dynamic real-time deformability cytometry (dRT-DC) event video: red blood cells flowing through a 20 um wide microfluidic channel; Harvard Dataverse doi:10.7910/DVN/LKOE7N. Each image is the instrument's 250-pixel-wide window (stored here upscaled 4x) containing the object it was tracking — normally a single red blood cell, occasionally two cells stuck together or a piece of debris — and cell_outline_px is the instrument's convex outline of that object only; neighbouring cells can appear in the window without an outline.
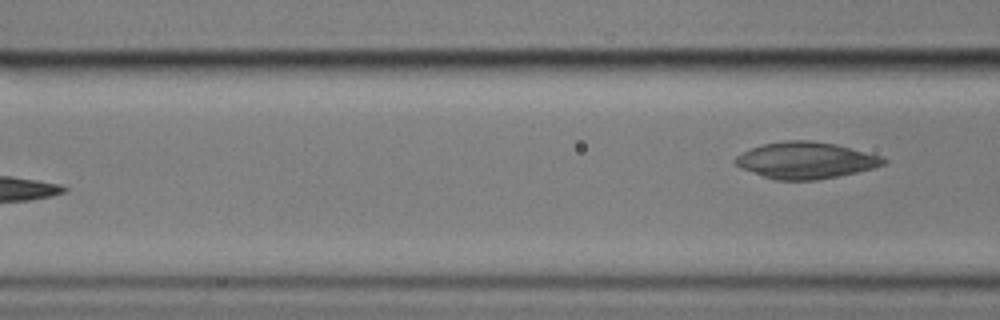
{"species": "common noctule bat (a hibernating species)", "species_latin": "Nyctalus noctula", "temperature_condition": "cold", "stored_images_in_passage": 6, "camera_frame_rate_fps": 3000, "um_per_image_px": 0.085, "animal": {"sex": "male", "body_mass_g": 17.9}, "frame": {"image": 1, "passage_image": 6, "time_ms": 7.0, "image_size_px": [1000, 320], "cell_outline_px": [[888, 160], [884, 164], [872, 168], [856, 172], [816, 180], [776, 180], [740, 168], [732, 160], [736, 156], [752, 148], [764, 144], [784, 140], [808, 140], [836, 144], [884, 156]], "centroid_in_image_um": [68.5, 13.62], "position_along_channel_um": 98.1, "area_um2": 31.44}}